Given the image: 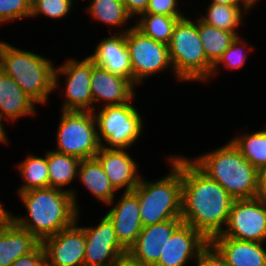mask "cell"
<instances>
[{"label":"cell","instance_id":"25","mask_svg":"<svg viewBox=\"0 0 266 266\" xmlns=\"http://www.w3.org/2000/svg\"><path fill=\"white\" fill-rule=\"evenodd\" d=\"M85 9L93 22H101L109 27V33H125L134 26L128 25L132 17L126 12L122 0H92ZM114 28L117 30H112Z\"/></svg>","mask_w":266,"mask_h":266},{"label":"cell","instance_id":"20","mask_svg":"<svg viewBox=\"0 0 266 266\" xmlns=\"http://www.w3.org/2000/svg\"><path fill=\"white\" fill-rule=\"evenodd\" d=\"M36 104L0 69V116L5 122L14 124L22 117H36Z\"/></svg>","mask_w":266,"mask_h":266},{"label":"cell","instance_id":"22","mask_svg":"<svg viewBox=\"0 0 266 266\" xmlns=\"http://www.w3.org/2000/svg\"><path fill=\"white\" fill-rule=\"evenodd\" d=\"M41 242L11 218L0 230V266H10L19 257L31 253Z\"/></svg>","mask_w":266,"mask_h":266},{"label":"cell","instance_id":"7","mask_svg":"<svg viewBox=\"0 0 266 266\" xmlns=\"http://www.w3.org/2000/svg\"><path fill=\"white\" fill-rule=\"evenodd\" d=\"M108 105L96 108L93 114L97 125V135L101 147L131 149L142 137L144 119L133 103Z\"/></svg>","mask_w":266,"mask_h":266},{"label":"cell","instance_id":"6","mask_svg":"<svg viewBox=\"0 0 266 266\" xmlns=\"http://www.w3.org/2000/svg\"><path fill=\"white\" fill-rule=\"evenodd\" d=\"M179 19L168 44L170 61L179 82H210L213 64L207 59L198 33V17ZM197 18V19H196Z\"/></svg>","mask_w":266,"mask_h":266},{"label":"cell","instance_id":"32","mask_svg":"<svg viewBox=\"0 0 266 266\" xmlns=\"http://www.w3.org/2000/svg\"><path fill=\"white\" fill-rule=\"evenodd\" d=\"M74 0H32L31 16L37 18L44 15L45 18L51 20L64 19L72 12Z\"/></svg>","mask_w":266,"mask_h":266},{"label":"cell","instance_id":"26","mask_svg":"<svg viewBox=\"0 0 266 266\" xmlns=\"http://www.w3.org/2000/svg\"><path fill=\"white\" fill-rule=\"evenodd\" d=\"M199 18L208 25L215 26L227 32H234L240 36L239 28L245 22V15H251L253 9L249 5H224L210 2ZM238 33V34H237Z\"/></svg>","mask_w":266,"mask_h":266},{"label":"cell","instance_id":"28","mask_svg":"<svg viewBox=\"0 0 266 266\" xmlns=\"http://www.w3.org/2000/svg\"><path fill=\"white\" fill-rule=\"evenodd\" d=\"M183 17L142 13L133 24L143 35L168 45L177 21Z\"/></svg>","mask_w":266,"mask_h":266},{"label":"cell","instance_id":"16","mask_svg":"<svg viewBox=\"0 0 266 266\" xmlns=\"http://www.w3.org/2000/svg\"><path fill=\"white\" fill-rule=\"evenodd\" d=\"M182 223V219H169L143 227L136 242L128 249L127 256L134 262L154 266L164 253L167 241Z\"/></svg>","mask_w":266,"mask_h":266},{"label":"cell","instance_id":"29","mask_svg":"<svg viewBox=\"0 0 266 266\" xmlns=\"http://www.w3.org/2000/svg\"><path fill=\"white\" fill-rule=\"evenodd\" d=\"M237 134L230 138L242 156L258 171L266 166V129Z\"/></svg>","mask_w":266,"mask_h":266},{"label":"cell","instance_id":"37","mask_svg":"<svg viewBox=\"0 0 266 266\" xmlns=\"http://www.w3.org/2000/svg\"><path fill=\"white\" fill-rule=\"evenodd\" d=\"M126 12L134 19L146 11L149 0H122Z\"/></svg>","mask_w":266,"mask_h":266},{"label":"cell","instance_id":"2","mask_svg":"<svg viewBox=\"0 0 266 266\" xmlns=\"http://www.w3.org/2000/svg\"><path fill=\"white\" fill-rule=\"evenodd\" d=\"M26 215L10 218L33 234L40 242L70 227L77 220L78 210L71 193L48 187L17 193Z\"/></svg>","mask_w":266,"mask_h":266},{"label":"cell","instance_id":"41","mask_svg":"<svg viewBox=\"0 0 266 266\" xmlns=\"http://www.w3.org/2000/svg\"><path fill=\"white\" fill-rule=\"evenodd\" d=\"M210 2L224 5H248L243 0H210Z\"/></svg>","mask_w":266,"mask_h":266},{"label":"cell","instance_id":"24","mask_svg":"<svg viewBox=\"0 0 266 266\" xmlns=\"http://www.w3.org/2000/svg\"><path fill=\"white\" fill-rule=\"evenodd\" d=\"M77 180L92 194L94 202L99 201L103 206H107L118 194L95 157L80 161Z\"/></svg>","mask_w":266,"mask_h":266},{"label":"cell","instance_id":"5","mask_svg":"<svg viewBox=\"0 0 266 266\" xmlns=\"http://www.w3.org/2000/svg\"><path fill=\"white\" fill-rule=\"evenodd\" d=\"M50 58L3 41L0 69L39 105L47 104L54 91L55 63Z\"/></svg>","mask_w":266,"mask_h":266},{"label":"cell","instance_id":"45","mask_svg":"<svg viewBox=\"0 0 266 266\" xmlns=\"http://www.w3.org/2000/svg\"><path fill=\"white\" fill-rule=\"evenodd\" d=\"M41 266H52L51 264H49L46 260L42 263Z\"/></svg>","mask_w":266,"mask_h":266},{"label":"cell","instance_id":"42","mask_svg":"<svg viewBox=\"0 0 266 266\" xmlns=\"http://www.w3.org/2000/svg\"><path fill=\"white\" fill-rule=\"evenodd\" d=\"M10 212L7 209H5L1 214H0V230L3 228L5 223L10 219Z\"/></svg>","mask_w":266,"mask_h":266},{"label":"cell","instance_id":"19","mask_svg":"<svg viewBox=\"0 0 266 266\" xmlns=\"http://www.w3.org/2000/svg\"><path fill=\"white\" fill-rule=\"evenodd\" d=\"M96 65L112 74L127 78L133 84V71L125 33H110L96 44L88 55Z\"/></svg>","mask_w":266,"mask_h":266},{"label":"cell","instance_id":"40","mask_svg":"<svg viewBox=\"0 0 266 266\" xmlns=\"http://www.w3.org/2000/svg\"><path fill=\"white\" fill-rule=\"evenodd\" d=\"M115 266H147V265L134 262L128 256H125L121 258Z\"/></svg>","mask_w":266,"mask_h":266},{"label":"cell","instance_id":"12","mask_svg":"<svg viewBox=\"0 0 266 266\" xmlns=\"http://www.w3.org/2000/svg\"><path fill=\"white\" fill-rule=\"evenodd\" d=\"M97 225L81 226L85 233L84 266L116 265L127 256V250L119 243L115 228L104 214Z\"/></svg>","mask_w":266,"mask_h":266},{"label":"cell","instance_id":"30","mask_svg":"<svg viewBox=\"0 0 266 266\" xmlns=\"http://www.w3.org/2000/svg\"><path fill=\"white\" fill-rule=\"evenodd\" d=\"M198 33L207 59L214 65L238 35L208 25L198 17Z\"/></svg>","mask_w":266,"mask_h":266},{"label":"cell","instance_id":"34","mask_svg":"<svg viewBox=\"0 0 266 266\" xmlns=\"http://www.w3.org/2000/svg\"><path fill=\"white\" fill-rule=\"evenodd\" d=\"M183 0H149L144 13L161 14L166 16H186L179 2ZM180 4V5H179Z\"/></svg>","mask_w":266,"mask_h":266},{"label":"cell","instance_id":"9","mask_svg":"<svg viewBox=\"0 0 266 266\" xmlns=\"http://www.w3.org/2000/svg\"><path fill=\"white\" fill-rule=\"evenodd\" d=\"M61 65L55 66L54 92L61 91L60 110L92 112L91 75L92 59L86 56L83 59L66 58ZM65 78L64 87H61V78ZM61 87V88H59ZM63 91H62V90Z\"/></svg>","mask_w":266,"mask_h":266},{"label":"cell","instance_id":"1","mask_svg":"<svg viewBox=\"0 0 266 266\" xmlns=\"http://www.w3.org/2000/svg\"><path fill=\"white\" fill-rule=\"evenodd\" d=\"M233 202L218 182L182 154L183 223L191 225L210 241L225 229Z\"/></svg>","mask_w":266,"mask_h":266},{"label":"cell","instance_id":"10","mask_svg":"<svg viewBox=\"0 0 266 266\" xmlns=\"http://www.w3.org/2000/svg\"><path fill=\"white\" fill-rule=\"evenodd\" d=\"M125 41L131 60L133 85L136 88L144 85L146 79L161 74L160 72L165 73L168 69L173 78L179 81L170 61L168 45L143 35L134 26L125 32Z\"/></svg>","mask_w":266,"mask_h":266},{"label":"cell","instance_id":"44","mask_svg":"<svg viewBox=\"0 0 266 266\" xmlns=\"http://www.w3.org/2000/svg\"><path fill=\"white\" fill-rule=\"evenodd\" d=\"M6 209L3 202L0 200V214Z\"/></svg>","mask_w":266,"mask_h":266},{"label":"cell","instance_id":"31","mask_svg":"<svg viewBox=\"0 0 266 266\" xmlns=\"http://www.w3.org/2000/svg\"><path fill=\"white\" fill-rule=\"evenodd\" d=\"M253 49H255V47H252L249 41L243 37V34L241 36H237L228 49L213 65L210 80L211 78L213 80V77H217L222 66L226 68L224 70L236 71L238 69H242L246 65V62L250 57L249 55L253 52Z\"/></svg>","mask_w":266,"mask_h":266},{"label":"cell","instance_id":"36","mask_svg":"<svg viewBox=\"0 0 266 266\" xmlns=\"http://www.w3.org/2000/svg\"><path fill=\"white\" fill-rule=\"evenodd\" d=\"M45 261V252L41 243L29 254L19 257L10 266H41Z\"/></svg>","mask_w":266,"mask_h":266},{"label":"cell","instance_id":"21","mask_svg":"<svg viewBox=\"0 0 266 266\" xmlns=\"http://www.w3.org/2000/svg\"><path fill=\"white\" fill-rule=\"evenodd\" d=\"M210 243L227 260L229 266H266L265 243L240 241L221 234Z\"/></svg>","mask_w":266,"mask_h":266},{"label":"cell","instance_id":"38","mask_svg":"<svg viewBox=\"0 0 266 266\" xmlns=\"http://www.w3.org/2000/svg\"><path fill=\"white\" fill-rule=\"evenodd\" d=\"M258 198L266 200V166L259 170Z\"/></svg>","mask_w":266,"mask_h":266},{"label":"cell","instance_id":"23","mask_svg":"<svg viewBox=\"0 0 266 266\" xmlns=\"http://www.w3.org/2000/svg\"><path fill=\"white\" fill-rule=\"evenodd\" d=\"M80 159L74 156L62 154L53 149L47 150L48 174L50 187L62 189L71 193L78 212H81L78 201V189L69 188L70 184L77 180ZM67 186L68 189H67ZM66 188V189H65Z\"/></svg>","mask_w":266,"mask_h":266},{"label":"cell","instance_id":"14","mask_svg":"<svg viewBox=\"0 0 266 266\" xmlns=\"http://www.w3.org/2000/svg\"><path fill=\"white\" fill-rule=\"evenodd\" d=\"M210 241L191 225L182 223L166 243L154 266H187L188 262H196L201 251Z\"/></svg>","mask_w":266,"mask_h":266},{"label":"cell","instance_id":"4","mask_svg":"<svg viewBox=\"0 0 266 266\" xmlns=\"http://www.w3.org/2000/svg\"><path fill=\"white\" fill-rule=\"evenodd\" d=\"M165 157L168 173L154 181H149L142 175L139 184L133 190L138 196L143 227L169 219H181L182 154L170 153Z\"/></svg>","mask_w":266,"mask_h":266},{"label":"cell","instance_id":"11","mask_svg":"<svg viewBox=\"0 0 266 266\" xmlns=\"http://www.w3.org/2000/svg\"><path fill=\"white\" fill-rule=\"evenodd\" d=\"M240 241L266 243V200H234L225 229L221 233Z\"/></svg>","mask_w":266,"mask_h":266},{"label":"cell","instance_id":"3","mask_svg":"<svg viewBox=\"0 0 266 266\" xmlns=\"http://www.w3.org/2000/svg\"><path fill=\"white\" fill-rule=\"evenodd\" d=\"M198 155L189 159L234 200L258 197L259 171L242 156L231 140Z\"/></svg>","mask_w":266,"mask_h":266},{"label":"cell","instance_id":"13","mask_svg":"<svg viewBox=\"0 0 266 266\" xmlns=\"http://www.w3.org/2000/svg\"><path fill=\"white\" fill-rule=\"evenodd\" d=\"M81 213L70 227L41 242L45 260L52 266H84L85 233L78 225Z\"/></svg>","mask_w":266,"mask_h":266},{"label":"cell","instance_id":"33","mask_svg":"<svg viewBox=\"0 0 266 266\" xmlns=\"http://www.w3.org/2000/svg\"><path fill=\"white\" fill-rule=\"evenodd\" d=\"M32 0H0V27L31 16Z\"/></svg>","mask_w":266,"mask_h":266},{"label":"cell","instance_id":"18","mask_svg":"<svg viewBox=\"0 0 266 266\" xmlns=\"http://www.w3.org/2000/svg\"><path fill=\"white\" fill-rule=\"evenodd\" d=\"M129 149L100 147L95 158L114 188L119 192H130L139 184L142 177L139 163L129 154Z\"/></svg>","mask_w":266,"mask_h":266},{"label":"cell","instance_id":"27","mask_svg":"<svg viewBox=\"0 0 266 266\" xmlns=\"http://www.w3.org/2000/svg\"><path fill=\"white\" fill-rule=\"evenodd\" d=\"M16 169L22 180L16 193L50 187L47 151L41 156L29 153L22 161L16 163Z\"/></svg>","mask_w":266,"mask_h":266},{"label":"cell","instance_id":"43","mask_svg":"<svg viewBox=\"0 0 266 266\" xmlns=\"http://www.w3.org/2000/svg\"><path fill=\"white\" fill-rule=\"evenodd\" d=\"M245 3H247L252 9L257 6V4L260 3V0H243Z\"/></svg>","mask_w":266,"mask_h":266},{"label":"cell","instance_id":"17","mask_svg":"<svg viewBox=\"0 0 266 266\" xmlns=\"http://www.w3.org/2000/svg\"><path fill=\"white\" fill-rule=\"evenodd\" d=\"M90 82L92 112L96 110L98 103L100 107L120 105L130 102L138 94L136 87L127 78L112 74L107 69L96 65L93 60Z\"/></svg>","mask_w":266,"mask_h":266},{"label":"cell","instance_id":"15","mask_svg":"<svg viewBox=\"0 0 266 266\" xmlns=\"http://www.w3.org/2000/svg\"><path fill=\"white\" fill-rule=\"evenodd\" d=\"M107 206L106 215L114 225L117 240L128 251L143 229L138 196L134 191L123 192Z\"/></svg>","mask_w":266,"mask_h":266},{"label":"cell","instance_id":"39","mask_svg":"<svg viewBox=\"0 0 266 266\" xmlns=\"http://www.w3.org/2000/svg\"><path fill=\"white\" fill-rule=\"evenodd\" d=\"M8 132L5 129L4 126V120L2 119V117L0 116V144L3 145H8V143L10 144V140L9 139V135H7Z\"/></svg>","mask_w":266,"mask_h":266},{"label":"cell","instance_id":"8","mask_svg":"<svg viewBox=\"0 0 266 266\" xmlns=\"http://www.w3.org/2000/svg\"><path fill=\"white\" fill-rule=\"evenodd\" d=\"M53 149L80 160L94 158L101 147L93 112L61 110Z\"/></svg>","mask_w":266,"mask_h":266},{"label":"cell","instance_id":"35","mask_svg":"<svg viewBox=\"0 0 266 266\" xmlns=\"http://www.w3.org/2000/svg\"><path fill=\"white\" fill-rule=\"evenodd\" d=\"M195 266H229L222 254L209 243L200 253Z\"/></svg>","mask_w":266,"mask_h":266}]
</instances>
